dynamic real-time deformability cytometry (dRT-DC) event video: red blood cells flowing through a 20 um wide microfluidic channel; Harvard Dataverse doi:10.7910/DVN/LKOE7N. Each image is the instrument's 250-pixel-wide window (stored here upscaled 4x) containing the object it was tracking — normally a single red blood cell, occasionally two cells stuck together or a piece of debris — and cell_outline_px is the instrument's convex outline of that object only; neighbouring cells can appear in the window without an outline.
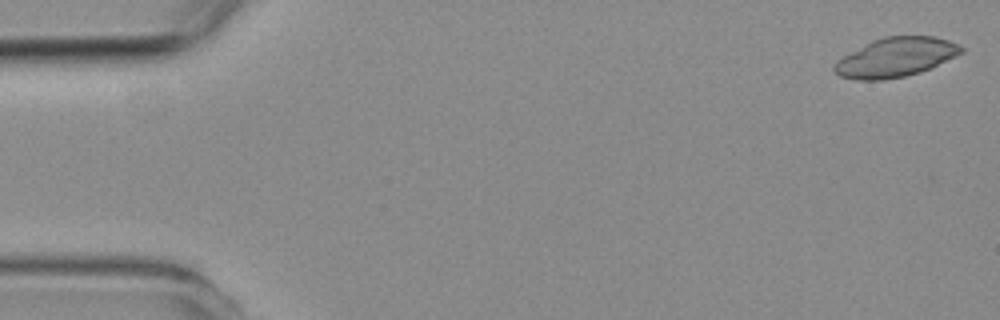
{"species": "common noctule bat (a hibernating species)", "species_latin": "Nyctalus noctula", "temperature_condition": "room temperature", "stored_images_in_passage": 54, "segment_of_instrument_passage": [1, 2], "camera_frame_rate_fps": 3000, "um_per_image_px": 0.085, "animal": {"sex": "female", "body_mass_g": 19.3, "forearm_length_mm": 54.1}, "frame": {"image": 1, "passage_image": 1, "time_ms": 0.0, "image_size_px": [1000, 320], "cell_outline_px": [[964, 52], [920, 72], [904, 76], [884, 80], [856, 80], [840, 76], [832, 68], [836, 60], [872, 40], [884, 36], [936, 36], [960, 44], [964, 48]], "centroid_in_image_um": [76.13, 4.86], "position_along_channel_um": 8.9, "area_um2": 28.96}}